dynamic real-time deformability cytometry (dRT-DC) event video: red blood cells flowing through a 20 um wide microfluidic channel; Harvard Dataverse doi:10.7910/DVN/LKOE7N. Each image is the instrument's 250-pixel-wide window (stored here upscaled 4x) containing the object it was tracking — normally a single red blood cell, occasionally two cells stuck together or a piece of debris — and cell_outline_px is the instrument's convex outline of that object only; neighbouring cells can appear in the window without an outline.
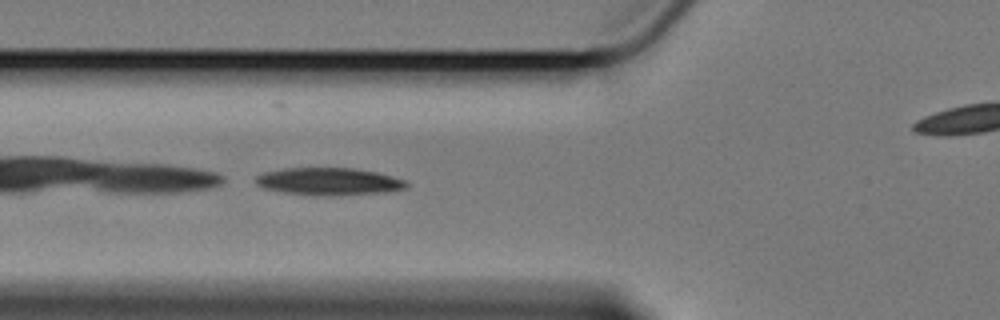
{"species": "Egyptian fruit bat (a non-hibernating species)", "species_latin": "Rousettus aegyptiacus", "temperature_condition": "cold", "stored_images_in_passage": 33, "camera_frame_rate_fps": 3000, "um_per_image_px": 0.085, "animal": {"sex": "female"}, "frame": {"image": 1, "passage_image": 5, "time_ms": 1.333, "image_size_px": [1000, 320], "cell_outline_px": [[408, 188], [388, 192], [340, 196], [304, 196], [260, 188], [256, 184], [256, 176], [264, 172], [284, 168], [352, 168], [376, 172], [404, 180], [408, 184]], "centroid_in_image_um": [27.91, 15.45], "position_along_channel_um": 97.9, "area_um2": 24.62}}
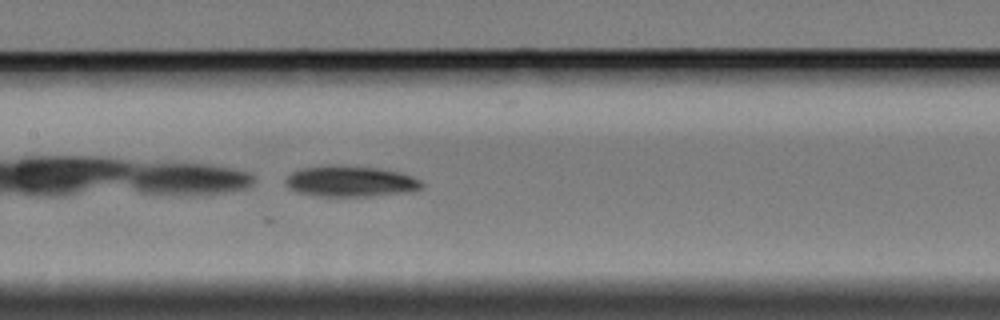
{"frame": {"image": 2, "passage_image": 12, "time_ms": 3.667, "image_size_px": [1000, 320], "cell_outline_px": [[424, 184], [420, 188], [412, 192], [372, 196], [320, 196], [296, 192], [288, 184], [288, 176], [292, 172], [300, 168], [328, 164], [336, 164], [380, 168], [400, 172], [412, 176], [420, 180]], "centroid_in_image_um": [29.84, 15.4], "position_along_channel_um": 177.6, "area_um2": 24.68}}
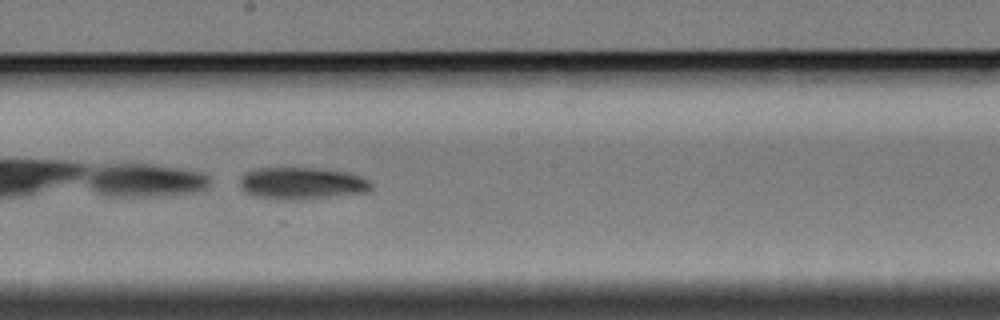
{"frame": {"image": 3, "passage_image": 16, "time_ms": 5.0, "image_size_px": [1000, 320], "cell_outline_px": [[372, 188], [368, 192], [300, 200], [276, 200], [256, 196], [248, 192], [240, 184], [240, 180], [244, 172], [256, 168], [312, 168], [348, 172], [360, 176], [368, 180], [372, 184]], "centroid_in_image_um": [25.67, 15.59], "position_along_channel_um": 222.5, "area_um2": 24.51}, "authors_computed_cell_mechanics": {"area_um2": 24.1604, "velocity_mm_per_s": 3.3915, "shape_relaxation_time_tau1_ms": 2.9418, "shape_relaxation_time_tau2_ms": null, "deformation_change_tau1": 0.1266, "deformation_change_tau2": null}}